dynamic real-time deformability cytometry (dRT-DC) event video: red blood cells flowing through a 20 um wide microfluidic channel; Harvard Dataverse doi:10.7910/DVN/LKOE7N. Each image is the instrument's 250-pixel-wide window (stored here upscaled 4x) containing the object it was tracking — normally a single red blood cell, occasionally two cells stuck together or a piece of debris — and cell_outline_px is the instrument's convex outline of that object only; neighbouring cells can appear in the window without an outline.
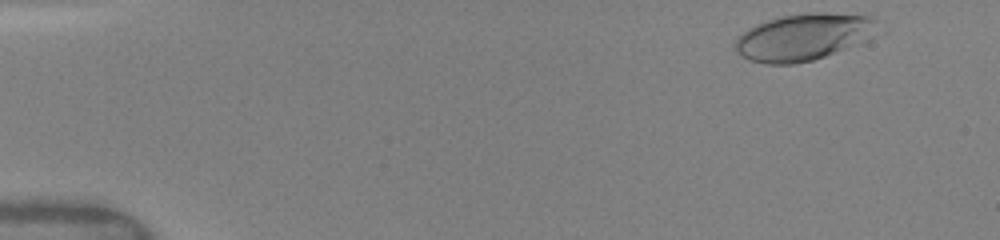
{"species": "human", "species_latin": "Homo sapiens", "temperature_condition": "warm", "stored_images_in_passage": 37, "camera_frame_rate_fps": 3000, "um_per_image_px": 0.085, "donor": {"sex": "female"}, "frame": {"image": 1, "passage_image": 2, "time_ms": 0.333, "image_size_px": [1000, 240], "cell_outline_px": [[888, 32], [860, 44], [812, 60], [792, 64], [764, 64], [748, 60], [740, 56], [736, 52], [736, 40], [748, 28], [756, 24], [780, 16], [808, 12], [824, 12], [872, 16], [880, 20], [888, 28]], "centroid_in_image_um": [68.51, 3.12], "position_along_channel_um": 16.5, "area_um2": 40.29}}
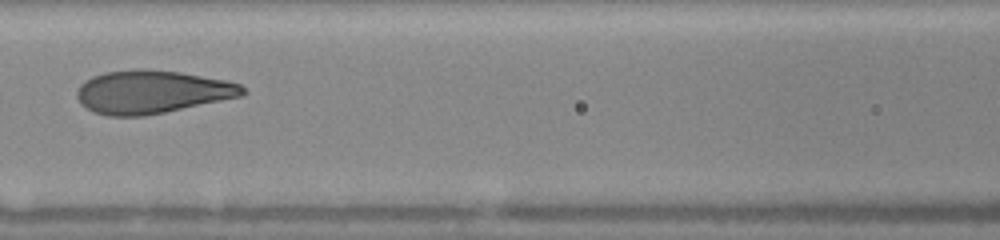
{"frame": {"image": 2, "passage_image": 18, "time_ms": 6.667, "image_size_px": [1000, 240], "cell_outline_px": [[248, 92], [244, 96], [144, 116], [108, 116], [84, 108], [80, 104], [76, 96], [76, 92], [80, 84], [84, 80], [92, 76], [104, 72], [140, 68], [180, 72], [224, 80], [240, 84]], "centroid_in_image_um": [12.89, 7.81], "position_along_channel_um": 153.7, "area_um2": 41.85}}
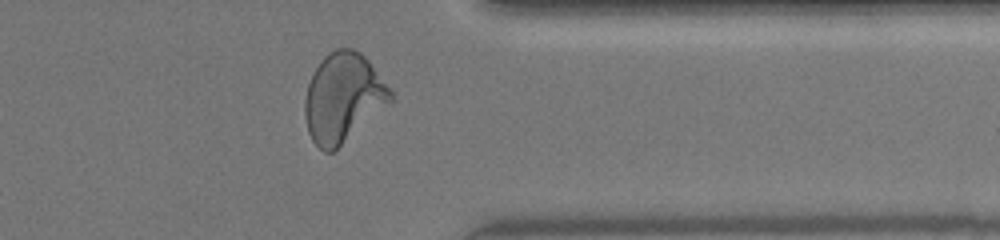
{"frame": {"image": 3, "passage_image": 33, "time_ms": 12.333, "image_size_px": [1000, 240], "cell_outline_px": [[392, 100], [332, 152], [324, 152], [312, 140], [308, 132], [304, 116], [304, 100], [308, 84], [320, 60], [328, 52], [336, 48], [352, 48], [360, 52], [368, 60], [392, 92]], "centroid_in_image_um": [29.12, 8.28], "position_along_channel_um": 382.3, "area_um2": 43.7}, "authors_computed_cell_mechanics": {"area_um2": 41.3848, "velocity_mm_per_s": 4.1127, "shape_relaxation_time_tau1_ms": 4.1216, "shape_relaxation_time_tau2_ms": null, "deformation_change_tau1": 0.2031, "deformation_change_tau2": null}}